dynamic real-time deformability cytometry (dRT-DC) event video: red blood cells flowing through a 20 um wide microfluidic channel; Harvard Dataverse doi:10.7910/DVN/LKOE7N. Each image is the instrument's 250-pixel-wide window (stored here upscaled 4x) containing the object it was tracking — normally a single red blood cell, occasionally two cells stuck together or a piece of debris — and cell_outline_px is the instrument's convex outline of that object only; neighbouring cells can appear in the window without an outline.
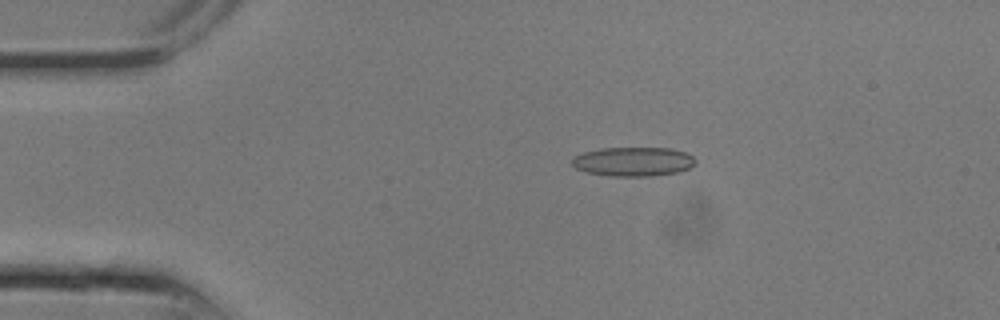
{"species": "common noctule bat (a hibernating species)", "species_latin": "Nyctalus noctula", "temperature_condition": "room temperature", "stored_images_in_passage": 7, "camera_frame_rate_fps": 3000, "um_per_image_px": 0.085, "animal": {"sex": "male", "body_mass_g": 13.3}, "frame": {"image": 1, "passage_image": 3, "time_ms": 0.667, "image_size_px": [1000, 320], "cell_outline_px": [[696, 164], [680, 172], [648, 176], [612, 176], [588, 172], [576, 168], [572, 164], [572, 156], [584, 152], [600, 148], [668, 148], [684, 152], [692, 156], [696, 160]], "centroid_in_image_um": [53.82, 13.73], "position_along_channel_um": 31.2, "area_um2": 20.92}}
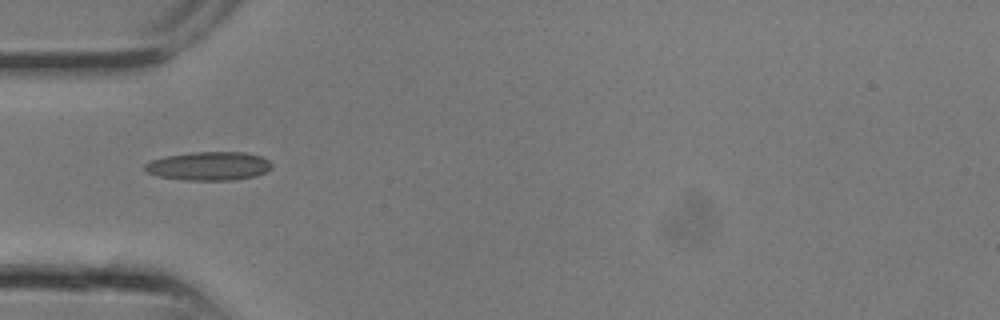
{"frame": {"image": 2, "passage_image": 6, "time_ms": 1.667, "image_size_px": [1000, 320], "cell_outline_px": [[272, 168], [256, 176], [232, 180], [184, 180], [156, 176], [148, 172], [144, 168], [144, 164], [152, 160], [164, 156], [192, 152], [244, 152], [260, 156], [268, 160], [272, 164]], "centroid_in_image_um": [17.74, 14.11], "position_along_channel_um": 67.3, "area_um2": 21.21}}